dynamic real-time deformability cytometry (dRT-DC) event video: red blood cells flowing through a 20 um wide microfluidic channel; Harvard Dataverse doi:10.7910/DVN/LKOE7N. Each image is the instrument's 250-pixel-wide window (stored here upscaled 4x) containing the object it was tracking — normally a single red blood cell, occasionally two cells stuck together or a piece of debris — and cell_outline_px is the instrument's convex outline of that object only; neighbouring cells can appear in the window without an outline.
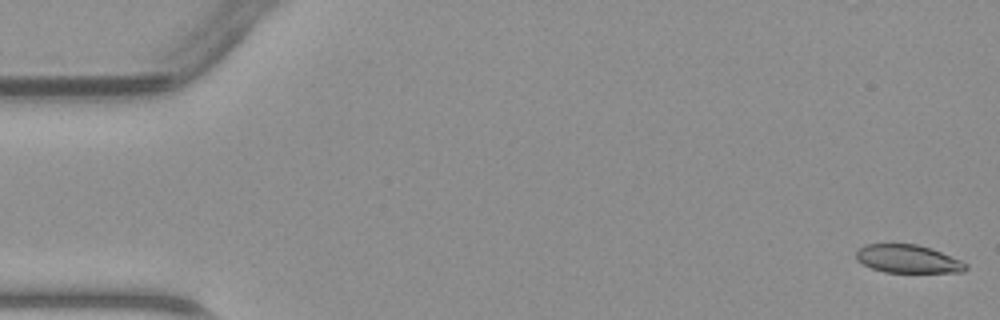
{"species": "common noctule bat (a hibernating species)", "species_latin": "Nyctalus noctula", "temperature_condition": "warm", "stored_images_in_passage": 47, "camera_frame_rate_fps": 3000, "um_per_image_px": 0.085, "animal": {"sex": "male", "body_mass_g": 23.1, "forearm_length_mm": 52.7}, "frame": {"image": 1, "passage_image": 1, "time_ms": 0.0, "image_size_px": [1000, 320], "cell_outline_px": [[968, 268], [964, 272], [884, 272], [872, 268], [856, 260], [856, 252], [864, 244], [916, 244], [932, 248], [960, 260], [968, 264]], "centroid_in_image_um": [77.18, 22.0], "position_along_channel_um": 7.8, "area_um2": 17.98}}
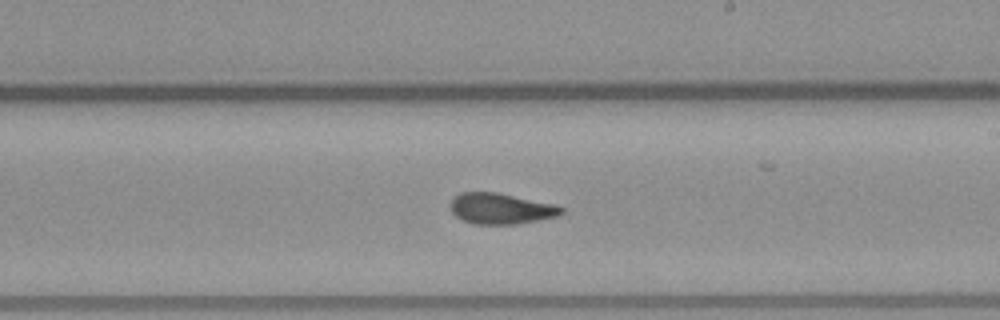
{"frame": {"image": 2, "passage_image": 27, "time_ms": 8.667, "image_size_px": [1000, 320], "cell_outline_px": [[564, 212], [556, 216], [516, 224], [476, 224], [464, 220], [456, 216], [452, 212], [448, 204], [460, 192], [496, 192], [556, 204], [564, 208]], "centroid_in_image_um": [42.57, 17.72], "position_along_channel_um": 246.4, "area_um2": 19.88}}
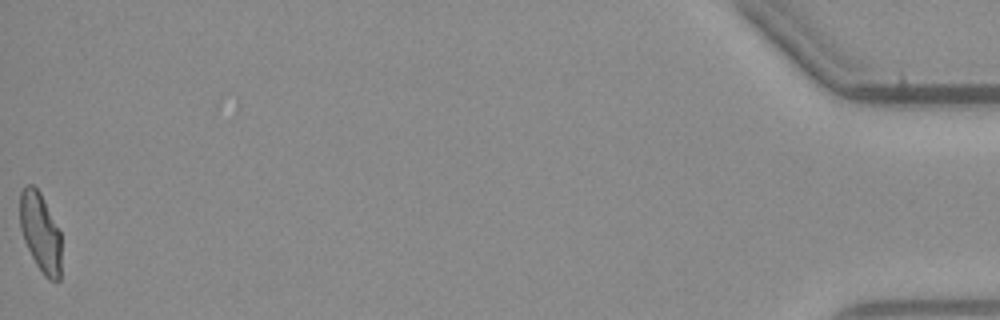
{"frame": {"image": 3, "passage_image": 47, "time_ms": 15.333, "image_size_px": [1000, 320], "cell_outline_px": [[60, 280], [48, 280], [44, 276], [36, 264], [24, 240], [20, 228], [20, 192], [28, 184], [32, 184], [40, 192], [60, 232]], "centroid_in_image_um": [3.42, 19.76], "position_along_channel_um": 431.8, "area_um2": 18.84}}